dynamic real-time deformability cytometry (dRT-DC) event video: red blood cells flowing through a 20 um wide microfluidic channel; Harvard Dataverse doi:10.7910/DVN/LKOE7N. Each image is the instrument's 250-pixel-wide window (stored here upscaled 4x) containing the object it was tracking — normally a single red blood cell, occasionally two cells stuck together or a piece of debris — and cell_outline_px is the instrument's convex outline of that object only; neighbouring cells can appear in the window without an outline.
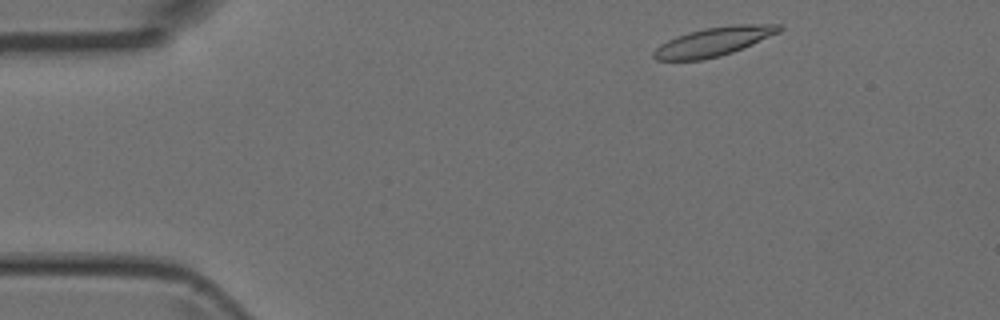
{"species": "Egyptian fruit bat (a non-hibernating species)", "species_latin": "Rousettus aegyptiacus", "temperature_condition": "room temperature", "stored_images_in_passage": 3, "camera_frame_rate_fps": 3000, "um_per_image_px": 0.085, "animal": {"sex": "female"}, "frame": {"image": 1, "passage_image": 1, "time_ms": 0.0, "image_size_px": [1000, 320], "cell_outline_px": [[784, 28], [780, 32], [752, 44], [732, 52], [720, 56], [700, 60], [656, 60], [652, 56], [652, 52], [660, 44], [676, 36], [688, 32], [704, 28], [740, 24], [780, 24]], "centroid_in_image_um": [60.65, 3.53], "position_along_channel_um": 24.3, "area_um2": 21.04}}